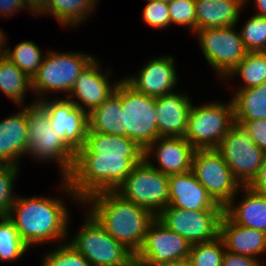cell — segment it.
<instances>
[{
    "label": "cell",
    "mask_w": 266,
    "mask_h": 266,
    "mask_svg": "<svg viewBox=\"0 0 266 266\" xmlns=\"http://www.w3.org/2000/svg\"><path fill=\"white\" fill-rule=\"evenodd\" d=\"M143 159L144 150L127 136L87 132L60 187L82 205L95 193L115 191Z\"/></svg>",
    "instance_id": "obj_1"
},
{
    "label": "cell",
    "mask_w": 266,
    "mask_h": 266,
    "mask_svg": "<svg viewBox=\"0 0 266 266\" xmlns=\"http://www.w3.org/2000/svg\"><path fill=\"white\" fill-rule=\"evenodd\" d=\"M83 203L91 205L88 211L106 232L134 254L141 248L148 227L156 218L147 209L124 199L116 191L95 193Z\"/></svg>",
    "instance_id": "obj_2"
},
{
    "label": "cell",
    "mask_w": 266,
    "mask_h": 266,
    "mask_svg": "<svg viewBox=\"0 0 266 266\" xmlns=\"http://www.w3.org/2000/svg\"><path fill=\"white\" fill-rule=\"evenodd\" d=\"M65 205L64 201L50 196H18L7 216L30 248L52 240L67 239L69 213Z\"/></svg>",
    "instance_id": "obj_3"
},
{
    "label": "cell",
    "mask_w": 266,
    "mask_h": 266,
    "mask_svg": "<svg viewBox=\"0 0 266 266\" xmlns=\"http://www.w3.org/2000/svg\"><path fill=\"white\" fill-rule=\"evenodd\" d=\"M25 116L28 124L27 155L42 161L59 164L62 178H66L74 165L75 153L62 141L50 126L46 109L34 100L26 105Z\"/></svg>",
    "instance_id": "obj_4"
},
{
    "label": "cell",
    "mask_w": 266,
    "mask_h": 266,
    "mask_svg": "<svg viewBox=\"0 0 266 266\" xmlns=\"http://www.w3.org/2000/svg\"><path fill=\"white\" fill-rule=\"evenodd\" d=\"M87 213L78 234L67 242L92 266H135V254L108 234L90 212Z\"/></svg>",
    "instance_id": "obj_5"
},
{
    "label": "cell",
    "mask_w": 266,
    "mask_h": 266,
    "mask_svg": "<svg viewBox=\"0 0 266 266\" xmlns=\"http://www.w3.org/2000/svg\"><path fill=\"white\" fill-rule=\"evenodd\" d=\"M235 124L232 100L195 106L191 104L184 138L195 149H216Z\"/></svg>",
    "instance_id": "obj_6"
},
{
    "label": "cell",
    "mask_w": 266,
    "mask_h": 266,
    "mask_svg": "<svg viewBox=\"0 0 266 266\" xmlns=\"http://www.w3.org/2000/svg\"><path fill=\"white\" fill-rule=\"evenodd\" d=\"M120 104L124 120V136L145 150L160 137L156 122V98L137 92L121 79Z\"/></svg>",
    "instance_id": "obj_7"
},
{
    "label": "cell",
    "mask_w": 266,
    "mask_h": 266,
    "mask_svg": "<svg viewBox=\"0 0 266 266\" xmlns=\"http://www.w3.org/2000/svg\"><path fill=\"white\" fill-rule=\"evenodd\" d=\"M115 191L157 216L169 205V176L143 159Z\"/></svg>",
    "instance_id": "obj_8"
},
{
    "label": "cell",
    "mask_w": 266,
    "mask_h": 266,
    "mask_svg": "<svg viewBox=\"0 0 266 266\" xmlns=\"http://www.w3.org/2000/svg\"><path fill=\"white\" fill-rule=\"evenodd\" d=\"M48 50L36 75L32 78V91L43 100V93H70L82 70L94 59L83 53L53 52ZM40 95L42 97H40Z\"/></svg>",
    "instance_id": "obj_9"
},
{
    "label": "cell",
    "mask_w": 266,
    "mask_h": 266,
    "mask_svg": "<svg viewBox=\"0 0 266 266\" xmlns=\"http://www.w3.org/2000/svg\"><path fill=\"white\" fill-rule=\"evenodd\" d=\"M191 171L214 201L222 207L229 204L240 191V183L216 149H196Z\"/></svg>",
    "instance_id": "obj_10"
},
{
    "label": "cell",
    "mask_w": 266,
    "mask_h": 266,
    "mask_svg": "<svg viewBox=\"0 0 266 266\" xmlns=\"http://www.w3.org/2000/svg\"><path fill=\"white\" fill-rule=\"evenodd\" d=\"M229 27L196 30L198 42L204 58L221 77L225 79L248 52L240 32Z\"/></svg>",
    "instance_id": "obj_11"
},
{
    "label": "cell",
    "mask_w": 266,
    "mask_h": 266,
    "mask_svg": "<svg viewBox=\"0 0 266 266\" xmlns=\"http://www.w3.org/2000/svg\"><path fill=\"white\" fill-rule=\"evenodd\" d=\"M216 150L223 156L241 186H249L257 177L265 156L237 123L223 137Z\"/></svg>",
    "instance_id": "obj_12"
},
{
    "label": "cell",
    "mask_w": 266,
    "mask_h": 266,
    "mask_svg": "<svg viewBox=\"0 0 266 266\" xmlns=\"http://www.w3.org/2000/svg\"><path fill=\"white\" fill-rule=\"evenodd\" d=\"M224 210H185L165 207L156 218L191 245L219 237Z\"/></svg>",
    "instance_id": "obj_13"
},
{
    "label": "cell",
    "mask_w": 266,
    "mask_h": 266,
    "mask_svg": "<svg viewBox=\"0 0 266 266\" xmlns=\"http://www.w3.org/2000/svg\"><path fill=\"white\" fill-rule=\"evenodd\" d=\"M191 244L155 218L148 227L141 248L135 254L136 266H158L187 258Z\"/></svg>",
    "instance_id": "obj_14"
},
{
    "label": "cell",
    "mask_w": 266,
    "mask_h": 266,
    "mask_svg": "<svg viewBox=\"0 0 266 266\" xmlns=\"http://www.w3.org/2000/svg\"><path fill=\"white\" fill-rule=\"evenodd\" d=\"M45 99L39 103L46 109L50 126L74 153L84 146L88 130V114L67 98Z\"/></svg>",
    "instance_id": "obj_15"
},
{
    "label": "cell",
    "mask_w": 266,
    "mask_h": 266,
    "mask_svg": "<svg viewBox=\"0 0 266 266\" xmlns=\"http://www.w3.org/2000/svg\"><path fill=\"white\" fill-rule=\"evenodd\" d=\"M100 63L95 58L82 70L76 79L67 99L89 114L100 106L115 90L119 81L109 82L110 75L102 73ZM106 74V75H105ZM113 84V85H111ZM76 98L78 100H73ZM81 101V102H80Z\"/></svg>",
    "instance_id": "obj_16"
},
{
    "label": "cell",
    "mask_w": 266,
    "mask_h": 266,
    "mask_svg": "<svg viewBox=\"0 0 266 266\" xmlns=\"http://www.w3.org/2000/svg\"><path fill=\"white\" fill-rule=\"evenodd\" d=\"M195 148L184 137H159L144 150V160L168 176L191 170ZM157 159L158 167L150 162Z\"/></svg>",
    "instance_id": "obj_17"
},
{
    "label": "cell",
    "mask_w": 266,
    "mask_h": 266,
    "mask_svg": "<svg viewBox=\"0 0 266 266\" xmlns=\"http://www.w3.org/2000/svg\"><path fill=\"white\" fill-rule=\"evenodd\" d=\"M173 56H164L149 60L136 77L123 78L137 92L159 97L174 92L178 75Z\"/></svg>",
    "instance_id": "obj_18"
},
{
    "label": "cell",
    "mask_w": 266,
    "mask_h": 266,
    "mask_svg": "<svg viewBox=\"0 0 266 266\" xmlns=\"http://www.w3.org/2000/svg\"><path fill=\"white\" fill-rule=\"evenodd\" d=\"M185 210H224L199 183L193 172L169 176V205Z\"/></svg>",
    "instance_id": "obj_19"
},
{
    "label": "cell",
    "mask_w": 266,
    "mask_h": 266,
    "mask_svg": "<svg viewBox=\"0 0 266 266\" xmlns=\"http://www.w3.org/2000/svg\"><path fill=\"white\" fill-rule=\"evenodd\" d=\"M191 102L188 95L175 91L156 98V122L160 137H184Z\"/></svg>",
    "instance_id": "obj_20"
},
{
    "label": "cell",
    "mask_w": 266,
    "mask_h": 266,
    "mask_svg": "<svg viewBox=\"0 0 266 266\" xmlns=\"http://www.w3.org/2000/svg\"><path fill=\"white\" fill-rule=\"evenodd\" d=\"M219 236L229 252L255 259L266 252V232L240 226L225 213L220 221Z\"/></svg>",
    "instance_id": "obj_21"
},
{
    "label": "cell",
    "mask_w": 266,
    "mask_h": 266,
    "mask_svg": "<svg viewBox=\"0 0 266 266\" xmlns=\"http://www.w3.org/2000/svg\"><path fill=\"white\" fill-rule=\"evenodd\" d=\"M27 135L25 107L0 121V164L19 166V159L27 154Z\"/></svg>",
    "instance_id": "obj_22"
},
{
    "label": "cell",
    "mask_w": 266,
    "mask_h": 266,
    "mask_svg": "<svg viewBox=\"0 0 266 266\" xmlns=\"http://www.w3.org/2000/svg\"><path fill=\"white\" fill-rule=\"evenodd\" d=\"M241 188L240 191L245 194L241 202L236 204L234 197L224 207V213L240 226L266 232V196L254 191L250 186Z\"/></svg>",
    "instance_id": "obj_23"
},
{
    "label": "cell",
    "mask_w": 266,
    "mask_h": 266,
    "mask_svg": "<svg viewBox=\"0 0 266 266\" xmlns=\"http://www.w3.org/2000/svg\"><path fill=\"white\" fill-rule=\"evenodd\" d=\"M242 7L237 0H195L196 30L237 25Z\"/></svg>",
    "instance_id": "obj_24"
},
{
    "label": "cell",
    "mask_w": 266,
    "mask_h": 266,
    "mask_svg": "<svg viewBox=\"0 0 266 266\" xmlns=\"http://www.w3.org/2000/svg\"><path fill=\"white\" fill-rule=\"evenodd\" d=\"M87 132L124 136V120L120 104V81L114 92L88 114Z\"/></svg>",
    "instance_id": "obj_25"
},
{
    "label": "cell",
    "mask_w": 266,
    "mask_h": 266,
    "mask_svg": "<svg viewBox=\"0 0 266 266\" xmlns=\"http://www.w3.org/2000/svg\"><path fill=\"white\" fill-rule=\"evenodd\" d=\"M231 99L235 120L266 119V82L257 87L237 90Z\"/></svg>",
    "instance_id": "obj_26"
},
{
    "label": "cell",
    "mask_w": 266,
    "mask_h": 266,
    "mask_svg": "<svg viewBox=\"0 0 266 266\" xmlns=\"http://www.w3.org/2000/svg\"><path fill=\"white\" fill-rule=\"evenodd\" d=\"M0 90L19 106L27 91H32V79L6 56L0 57Z\"/></svg>",
    "instance_id": "obj_27"
},
{
    "label": "cell",
    "mask_w": 266,
    "mask_h": 266,
    "mask_svg": "<svg viewBox=\"0 0 266 266\" xmlns=\"http://www.w3.org/2000/svg\"><path fill=\"white\" fill-rule=\"evenodd\" d=\"M98 0H50L44 14L53 15L62 26H78L94 11Z\"/></svg>",
    "instance_id": "obj_28"
},
{
    "label": "cell",
    "mask_w": 266,
    "mask_h": 266,
    "mask_svg": "<svg viewBox=\"0 0 266 266\" xmlns=\"http://www.w3.org/2000/svg\"><path fill=\"white\" fill-rule=\"evenodd\" d=\"M239 75L245 84L238 90L257 87L266 82V51L247 52L227 78Z\"/></svg>",
    "instance_id": "obj_29"
},
{
    "label": "cell",
    "mask_w": 266,
    "mask_h": 266,
    "mask_svg": "<svg viewBox=\"0 0 266 266\" xmlns=\"http://www.w3.org/2000/svg\"><path fill=\"white\" fill-rule=\"evenodd\" d=\"M42 54L35 43L25 40L15 45L13 50L6 49L5 56L32 79L42 64L44 58Z\"/></svg>",
    "instance_id": "obj_30"
},
{
    "label": "cell",
    "mask_w": 266,
    "mask_h": 266,
    "mask_svg": "<svg viewBox=\"0 0 266 266\" xmlns=\"http://www.w3.org/2000/svg\"><path fill=\"white\" fill-rule=\"evenodd\" d=\"M29 247L22 241L14 222L8 216H0V261H15Z\"/></svg>",
    "instance_id": "obj_31"
},
{
    "label": "cell",
    "mask_w": 266,
    "mask_h": 266,
    "mask_svg": "<svg viewBox=\"0 0 266 266\" xmlns=\"http://www.w3.org/2000/svg\"><path fill=\"white\" fill-rule=\"evenodd\" d=\"M225 245L221 237L191 246L188 258L192 266H222Z\"/></svg>",
    "instance_id": "obj_32"
},
{
    "label": "cell",
    "mask_w": 266,
    "mask_h": 266,
    "mask_svg": "<svg viewBox=\"0 0 266 266\" xmlns=\"http://www.w3.org/2000/svg\"><path fill=\"white\" fill-rule=\"evenodd\" d=\"M240 35L248 52L266 51V17L252 15L242 26Z\"/></svg>",
    "instance_id": "obj_33"
},
{
    "label": "cell",
    "mask_w": 266,
    "mask_h": 266,
    "mask_svg": "<svg viewBox=\"0 0 266 266\" xmlns=\"http://www.w3.org/2000/svg\"><path fill=\"white\" fill-rule=\"evenodd\" d=\"M63 243V244H62ZM60 242L57 249L45 255L42 266H92L68 242Z\"/></svg>",
    "instance_id": "obj_34"
},
{
    "label": "cell",
    "mask_w": 266,
    "mask_h": 266,
    "mask_svg": "<svg viewBox=\"0 0 266 266\" xmlns=\"http://www.w3.org/2000/svg\"><path fill=\"white\" fill-rule=\"evenodd\" d=\"M19 166L0 164V216H7L17 195H13Z\"/></svg>",
    "instance_id": "obj_35"
},
{
    "label": "cell",
    "mask_w": 266,
    "mask_h": 266,
    "mask_svg": "<svg viewBox=\"0 0 266 266\" xmlns=\"http://www.w3.org/2000/svg\"><path fill=\"white\" fill-rule=\"evenodd\" d=\"M168 6L171 24L189 26L192 32L196 31L195 0H170Z\"/></svg>",
    "instance_id": "obj_36"
},
{
    "label": "cell",
    "mask_w": 266,
    "mask_h": 266,
    "mask_svg": "<svg viewBox=\"0 0 266 266\" xmlns=\"http://www.w3.org/2000/svg\"><path fill=\"white\" fill-rule=\"evenodd\" d=\"M143 10V21L156 29H163L171 25L168 2L147 0Z\"/></svg>",
    "instance_id": "obj_37"
},
{
    "label": "cell",
    "mask_w": 266,
    "mask_h": 266,
    "mask_svg": "<svg viewBox=\"0 0 266 266\" xmlns=\"http://www.w3.org/2000/svg\"><path fill=\"white\" fill-rule=\"evenodd\" d=\"M252 138L258 148L266 154V119L235 120Z\"/></svg>",
    "instance_id": "obj_38"
},
{
    "label": "cell",
    "mask_w": 266,
    "mask_h": 266,
    "mask_svg": "<svg viewBox=\"0 0 266 266\" xmlns=\"http://www.w3.org/2000/svg\"><path fill=\"white\" fill-rule=\"evenodd\" d=\"M222 266H262L259 259L238 255L225 250Z\"/></svg>",
    "instance_id": "obj_39"
},
{
    "label": "cell",
    "mask_w": 266,
    "mask_h": 266,
    "mask_svg": "<svg viewBox=\"0 0 266 266\" xmlns=\"http://www.w3.org/2000/svg\"><path fill=\"white\" fill-rule=\"evenodd\" d=\"M27 8L25 0H0V16L9 17ZM17 10V12H16Z\"/></svg>",
    "instance_id": "obj_40"
},
{
    "label": "cell",
    "mask_w": 266,
    "mask_h": 266,
    "mask_svg": "<svg viewBox=\"0 0 266 266\" xmlns=\"http://www.w3.org/2000/svg\"><path fill=\"white\" fill-rule=\"evenodd\" d=\"M254 191L266 196V154L257 177L249 185Z\"/></svg>",
    "instance_id": "obj_41"
},
{
    "label": "cell",
    "mask_w": 266,
    "mask_h": 266,
    "mask_svg": "<svg viewBox=\"0 0 266 266\" xmlns=\"http://www.w3.org/2000/svg\"><path fill=\"white\" fill-rule=\"evenodd\" d=\"M49 1L50 0H25L27 10L31 11V13H34L33 15L36 16L43 14L48 9Z\"/></svg>",
    "instance_id": "obj_42"
},
{
    "label": "cell",
    "mask_w": 266,
    "mask_h": 266,
    "mask_svg": "<svg viewBox=\"0 0 266 266\" xmlns=\"http://www.w3.org/2000/svg\"><path fill=\"white\" fill-rule=\"evenodd\" d=\"M158 266H192V264H191L190 259L187 257L184 259L163 263V264H160Z\"/></svg>",
    "instance_id": "obj_43"
},
{
    "label": "cell",
    "mask_w": 266,
    "mask_h": 266,
    "mask_svg": "<svg viewBox=\"0 0 266 266\" xmlns=\"http://www.w3.org/2000/svg\"><path fill=\"white\" fill-rule=\"evenodd\" d=\"M257 8L255 15L266 17V0H254Z\"/></svg>",
    "instance_id": "obj_44"
},
{
    "label": "cell",
    "mask_w": 266,
    "mask_h": 266,
    "mask_svg": "<svg viewBox=\"0 0 266 266\" xmlns=\"http://www.w3.org/2000/svg\"><path fill=\"white\" fill-rule=\"evenodd\" d=\"M5 38L6 37H5L4 31L0 28V57L5 56V54H6V49L7 48H5V47L7 45H5V44L7 43V41H5V40H7V39H5Z\"/></svg>",
    "instance_id": "obj_45"
},
{
    "label": "cell",
    "mask_w": 266,
    "mask_h": 266,
    "mask_svg": "<svg viewBox=\"0 0 266 266\" xmlns=\"http://www.w3.org/2000/svg\"><path fill=\"white\" fill-rule=\"evenodd\" d=\"M242 6L249 2V0H237Z\"/></svg>",
    "instance_id": "obj_46"
}]
</instances>
